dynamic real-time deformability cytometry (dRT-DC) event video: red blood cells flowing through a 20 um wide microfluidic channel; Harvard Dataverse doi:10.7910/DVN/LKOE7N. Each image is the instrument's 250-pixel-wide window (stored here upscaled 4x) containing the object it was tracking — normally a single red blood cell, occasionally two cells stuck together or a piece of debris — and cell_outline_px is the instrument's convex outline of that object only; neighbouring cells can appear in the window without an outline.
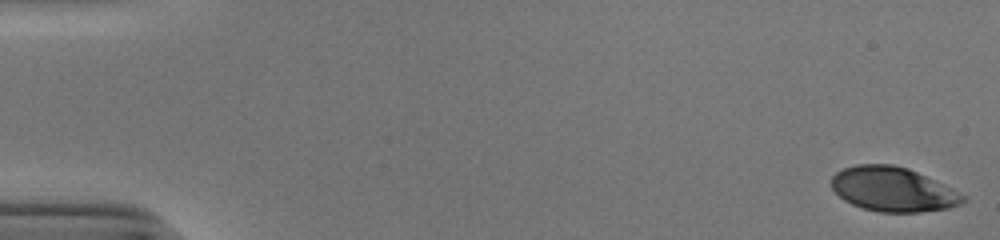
{"species": "human", "species_latin": "Homo sapiens", "temperature_condition": "cold", "stored_images_in_passage": 53, "camera_frame_rate_fps": 3000, "um_per_image_px": 0.085, "donor": {"sex": "male"}, "frame": {"image": 1, "passage_image": 1, "time_ms": 0.0, "image_size_px": [1000, 240], "cell_outline_px": [[964, 200], [960, 204], [948, 208], [920, 212], [880, 212], [864, 208], [852, 204], [844, 200], [832, 188], [832, 176], [836, 172], [844, 168], [856, 164], [892, 164], [908, 168], [964, 196]], "centroid_in_image_um": [75.83, 16.09], "position_along_channel_um": 9.2, "area_um2": 33.35}}
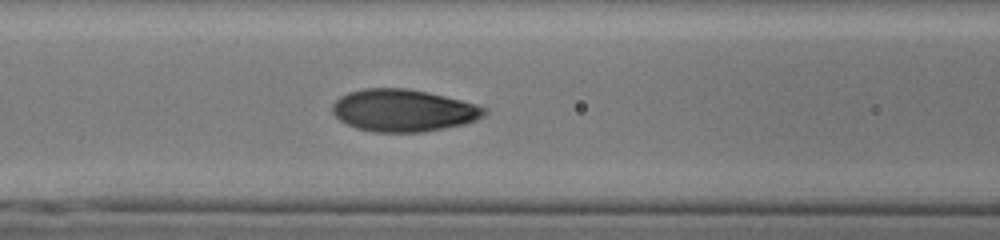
{"frame": {"image": 2, "passage_image": 23, "time_ms": 7.333, "image_size_px": [1000, 240], "cell_outline_px": [[488, 112], [484, 116], [476, 120], [464, 124], [424, 132], [376, 132], [356, 128], [340, 120], [332, 112], [332, 104], [340, 96], [348, 92], [364, 88], [404, 88], [428, 92], [476, 104], [488, 108]], "centroid_in_image_um": [34.29, 9.39], "position_along_channel_um": 132.3, "area_um2": 37.45}}
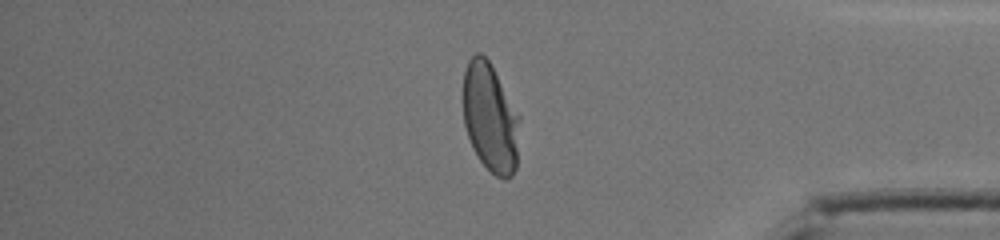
{"frame": {"image": 3, "passage_image": 45, "time_ms": 14.667, "image_size_px": [1000, 240], "cell_outline_px": [[520, 120], [516, 168], [512, 176], [504, 180], [496, 176], [480, 160], [472, 148], [464, 124], [464, 72], [468, 60], [476, 52], [480, 52], [488, 60], [520, 116]], "centroid_in_image_um": [41.68, 10.03], "position_along_channel_um": 393.5, "area_um2": 35.66}, "authors_computed_cell_mechanics": {"area_um2": 36.2984, "velocity_mm_per_s": 3.8725, "shape_relaxation_time_tau1_ms": 4.3808, "shape_relaxation_time_tau2_ms": null, "deformation_change_tau1": 0.1925, "deformation_change_tau2": null}}